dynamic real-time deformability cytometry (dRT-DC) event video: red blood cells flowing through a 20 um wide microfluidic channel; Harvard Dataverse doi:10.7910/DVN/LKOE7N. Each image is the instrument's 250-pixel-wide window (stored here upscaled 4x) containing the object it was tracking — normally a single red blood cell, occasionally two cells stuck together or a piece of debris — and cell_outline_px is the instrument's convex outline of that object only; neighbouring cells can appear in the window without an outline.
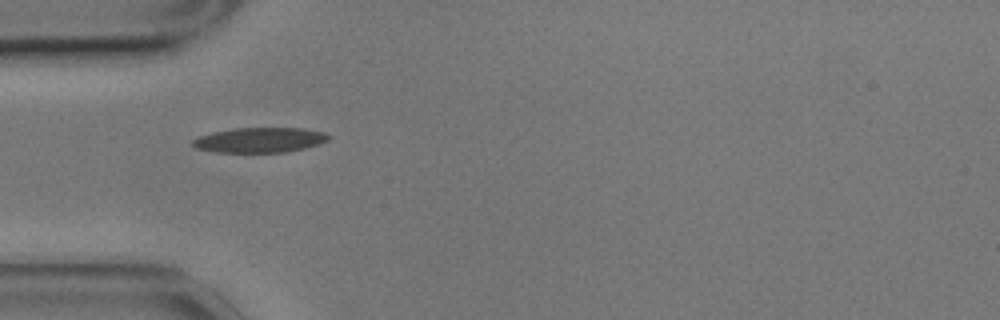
{"species": "common noctule bat (a hibernating species)", "species_latin": "Nyctalus noctula", "temperature_condition": "cold", "stored_images_in_passage": 4, "camera_frame_rate_fps": 3000, "um_per_image_px": 0.085, "animal": {"sex": "male", "body_mass_g": 17.9}, "frame": {"image": 1, "passage_image": 1, "time_ms": 0.0, "image_size_px": [1000, 320], "cell_outline_px": [[332, 136], [328, 140], [320, 144], [304, 148], [284, 152], [216, 152], [196, 148], [192, 144], [192, 140], [200, 136], [212, 132], [232, 128], [304, 128], [324, 132]], "centroid_in_image_um": [22.1, 11.89], "position_along_channel_um": 62.9, "area_um2": 19.83}}